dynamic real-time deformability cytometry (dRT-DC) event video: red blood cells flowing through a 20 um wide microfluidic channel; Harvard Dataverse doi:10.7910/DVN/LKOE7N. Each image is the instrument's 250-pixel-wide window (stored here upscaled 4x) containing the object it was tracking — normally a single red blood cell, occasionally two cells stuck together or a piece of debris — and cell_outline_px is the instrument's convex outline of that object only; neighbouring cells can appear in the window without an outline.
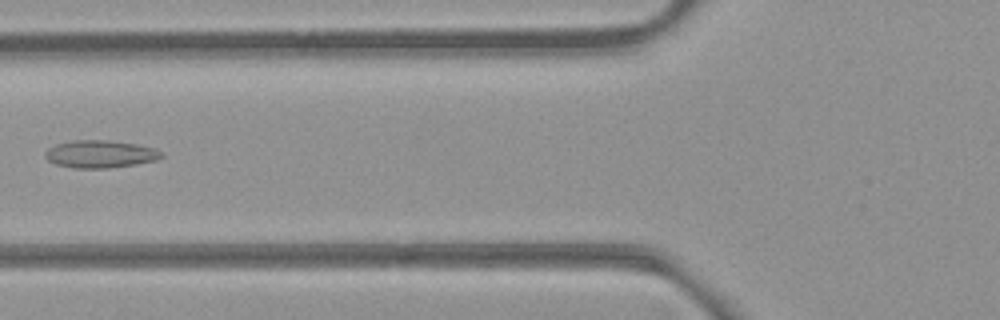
{"species": "common noctule bat (a hibernating species)", "species_latin": "Nyctalus noctula", "temperature_condition": "room temperature", "stored_images_in_passage": 5, "camera_frame_rate_fps": 3000, "um_per_image_px": 0.085, "animal": {"sex": "female", "body_mass_g": 21.9}, "frame": {"image": 1, "passage_image": 5, "time_ms": 1.333, "image_size_px": [1000, 320], "cell_outline_px": [[164, 156], [156, 160], [136, 164], [108, 168], [76, 168], [56, 164], [48, 160], [44, 156], [44, 152], [48, 148], [56, 144], [72, 140], [108, 140], [136, 144], [152, 148], [160, 152]], "centroid_in_image_um": [8.48, 13.09], "position_along_channel_um": 117.3, "area_um2": 18.55}}